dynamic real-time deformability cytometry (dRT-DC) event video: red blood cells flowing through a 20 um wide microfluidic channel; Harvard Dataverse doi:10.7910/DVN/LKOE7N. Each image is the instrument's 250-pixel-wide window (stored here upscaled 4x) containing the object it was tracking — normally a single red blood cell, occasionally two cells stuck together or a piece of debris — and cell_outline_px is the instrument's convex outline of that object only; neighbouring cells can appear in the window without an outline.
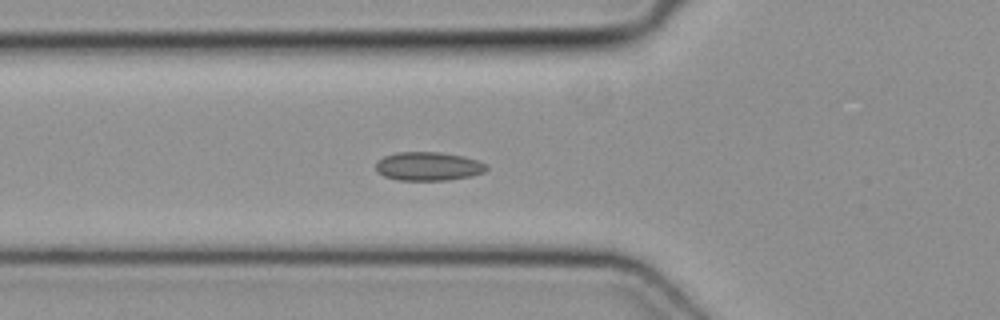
{"species": "common noctule bat (a hibernating species)", "species_latin": "Nyctalus noctula", "temperature_condition": "cold", "stored_images_in_passage": 26, "camera_frame_rate_fps": 3000, "um_per_image_px": 0.085, "animal": {"sex": "female", "body_mass_g": 19.3, "forearm_length_mm": 54.1}, "frame": {"image": 1, "passage_image": 11, "time_ms": 3.333, "image_size_px": [1000, 320], "cell_outline_px": [[488, 168], [484, 172], [472, 176], [448, 180], [400, 180], [384, 176], [376, 172], [376, 164], [384, 156], [396, 152], [440, 152], [464, 156], [488, 164]], "centroid_in_image_um": [36.43, 14.13], "position_along_channel_um": 89.4, "area_um2": 18.55}}
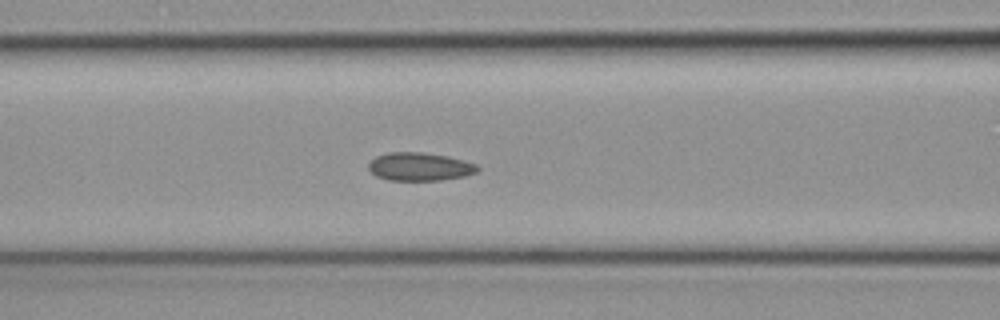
{"frame": {"image": 2, "passage_image": 14, "time_ms": 4.333, "image_size_px": [1000, 320], "cell_outline_px": [[480, 168], [476, 172], [464, 176], [440, 180], [388, 180], [376, 176], [368, 168], [368, 164], [376, 156], [388, 152], [424, 152], [448, 156], [476, 164]], "centroid_in_image_um": [35.66, 14.16], "position_along_channel_um": 130.9, "area_um2": 17.86}}